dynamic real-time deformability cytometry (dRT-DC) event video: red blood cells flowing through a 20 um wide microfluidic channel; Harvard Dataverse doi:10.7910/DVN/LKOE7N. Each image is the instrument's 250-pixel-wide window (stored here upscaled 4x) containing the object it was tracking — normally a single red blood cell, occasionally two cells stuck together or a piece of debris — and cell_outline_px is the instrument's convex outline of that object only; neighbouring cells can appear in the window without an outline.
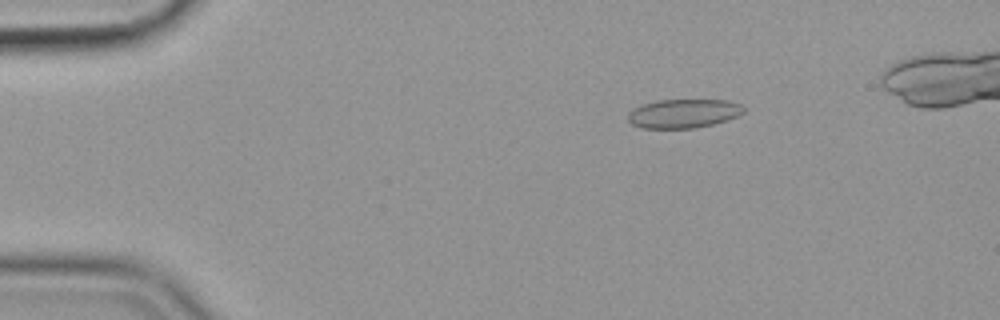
{"species": "common noctule bat (a hibernating species)", "species_latin": "Nyctalus noctula", "temperature_condition": "cold", "stored_images_in_passage": 54, "camera_frame_rate_fps": 3000, "um_per_image_px": 0.085, "animal": {"sex": "female", "body_mass_g": 19.9}, "frame": {"image": 1, "passage_image": 10, "time_ms": 3.0, "image_size_px": [1000, 320], "cell_outline_px": [[744, 112], [736, 116], [712, 124], [696, 128], [640, 128], [632, 124], [628, 120], [628, 112], [644, 104], [656, 100], [728, 100], [740, 104], [744, 108]], "centroid_in_image_um": [58.08, 9.65], "position_along_channel_um": 26.9, "area_um2": 19.31}}
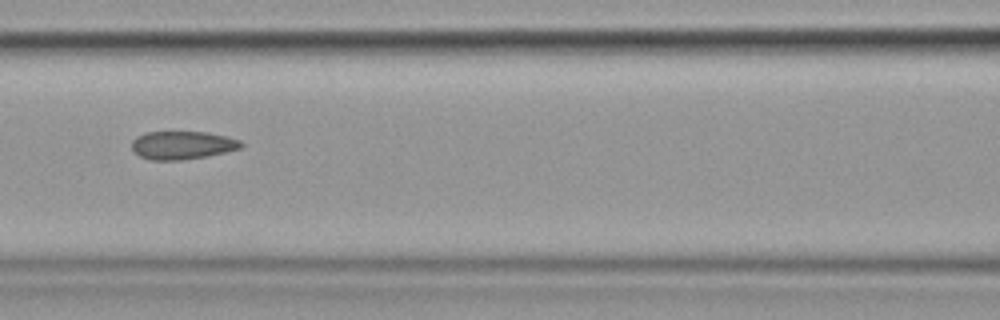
{"frame": {"image": 2, "passage_image": 26, "time_ms": 8.333, "image_size_px": [1000, 320], "cell_outline_px": [[244, 144], [240, 148], [208, 156], [180, 160], [152, 160], [140, 156], [132, 148], [132, 140], [136, 136], [148, 132], [208, 132], [228, 136], [240, 140]], "centroid_in_image_um": [15.52, 12.33], "position_along_channel_um": 151.1, "area_um2": 17.92}}
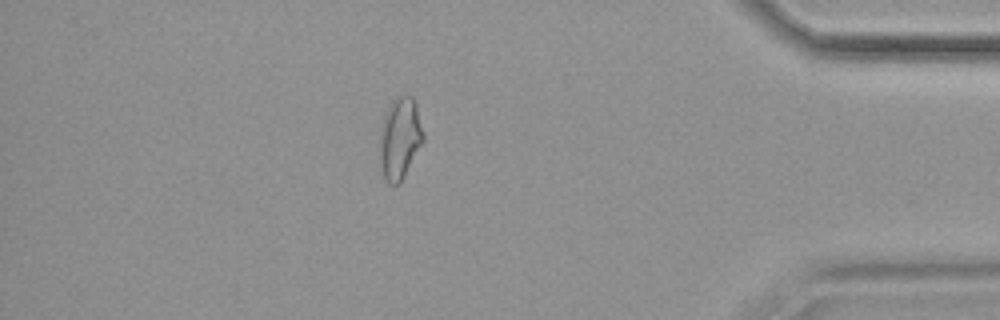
{"frame": {"image": 3, "passage_image": 50, "time_ms": 16.333, "image_size_px": [1000, 320], "cell_outline_px": [[424, 140], [400, 184], [388, 184], [384, 180], [380, 168], [380, 128], [384, 112], [392, 100], [396, 96], [412, 96], [416, 104], [424, 136]], "centroid_in_image_um": [33.96, 11.77], "position_along_channel_um": 401.2, "area_um2": 20.98}}